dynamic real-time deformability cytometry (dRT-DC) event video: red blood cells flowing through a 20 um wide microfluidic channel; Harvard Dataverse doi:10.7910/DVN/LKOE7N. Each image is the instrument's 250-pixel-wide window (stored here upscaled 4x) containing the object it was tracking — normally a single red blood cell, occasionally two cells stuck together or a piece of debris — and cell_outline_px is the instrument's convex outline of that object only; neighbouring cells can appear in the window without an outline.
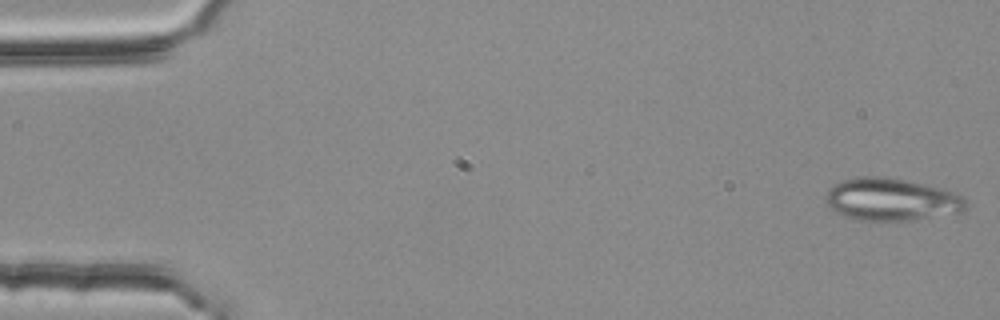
{"species": "common noctule bat (a hibernating species)", "species_latin": "Nyctalus noctula", "temperature_condition": "room temperature", "stored_images_in_passage": 54, "camera_frame_rate_fps": 3000, "um_per_image_px": 0.085, "animal": {"sex": "female", "body_mass_g": 25.1}, "frame": {"image": 1, "passage_image": 1, "time_ms": 0.0, "image_size_px": [1000, 320], "cell_outline_px": [[968, 204], [964, 212], [908, 220], [856, 220], [844, 216], [832, 208], [824, 200], [824, 196], [836, 184], [844, 180], [864, 176], [888, 176], [908, 180], [944, 188], [956, 192], [964, 196]], "centroid_in_image_um": [75.84, 16.94], "position_along_channel_um": 9.2, "area_um2": 34.85}}
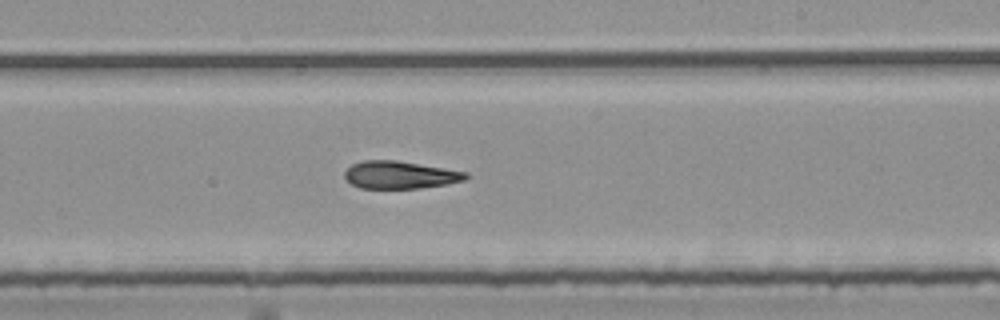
{"frame": {"image": 2, "passage_image": 32, "time_ms": 10.333, "image_size_px": [1000, 320], "cell_outline_px": [[468, 176], [464, 180], [448, 184], [420, 188], [360, 188], [352, 184], [344, 176], [344, 172], [352, 164], [364, 160], [396, 160], [468, 172]], "centroid_in_image_um": [34.0, 14.86], "position_along_channel_um": 255.0, "area_um2": 19.36}}
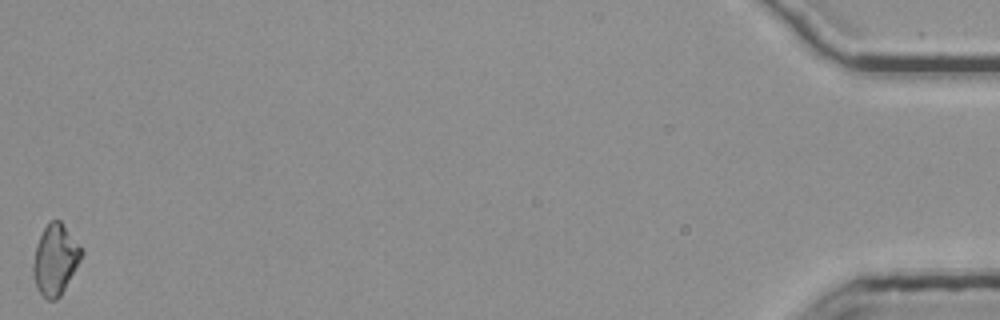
{"frame": {"image": 3, "passage_image": 54, "time_ms": 17.667, "image_size_px": [1000, 320], "cell_outline_px": [[84, 252], [80, 260], [60, 296], [56, 300], [48, 300], [36, 288], [32, 272], [32, 264], [36, 244], [48, 220], [60, 220]], "centroid_in_image_um": [4.66, 22.06], "position_along_channel_um": 430.5, "area_um2": 19.65}}